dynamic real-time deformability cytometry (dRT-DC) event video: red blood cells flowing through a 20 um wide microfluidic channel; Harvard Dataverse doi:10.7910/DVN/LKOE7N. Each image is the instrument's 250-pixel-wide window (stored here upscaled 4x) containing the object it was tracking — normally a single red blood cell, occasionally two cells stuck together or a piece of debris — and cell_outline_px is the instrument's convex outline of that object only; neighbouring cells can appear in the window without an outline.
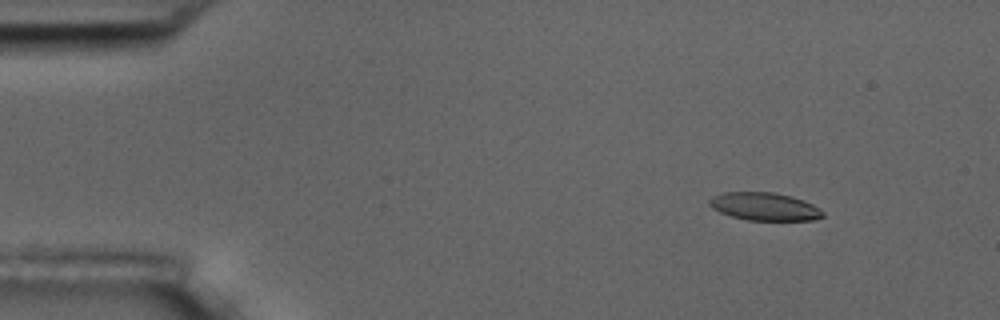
{"species": "common noctule bat (a hibernating species)", "species_latin": "Nyctalus noctula", "temperature_condition": "room temperature", "stored_images_in_passage": 5, "segment_of_instrument_passage": [1, 2], "camera_frame_rate_fps": 3000, "um_per_image_px": 0.085, "animal": {"sex": "male", "body_mass_g": 17.5, "forearm_length_mm": 52.3}, "frame": {"image": 1, "passage_image": 2, "time_ms": 1.333, "image_size_px": [1000, 320], "cell_outline_px": [[824, 216], [812, 220], [748, 220], [732, 216], [720, 212], [712, 208], [708, 204], [708, 200], [712, 196], [720, 192], [772, 192], [792, 196], [804, 200], [812, 204], [824, 212]], "centroid_in_image_um": [64.95, 17.54], "position_along_channel_um": 20.0, "area_um2": 18.5}}